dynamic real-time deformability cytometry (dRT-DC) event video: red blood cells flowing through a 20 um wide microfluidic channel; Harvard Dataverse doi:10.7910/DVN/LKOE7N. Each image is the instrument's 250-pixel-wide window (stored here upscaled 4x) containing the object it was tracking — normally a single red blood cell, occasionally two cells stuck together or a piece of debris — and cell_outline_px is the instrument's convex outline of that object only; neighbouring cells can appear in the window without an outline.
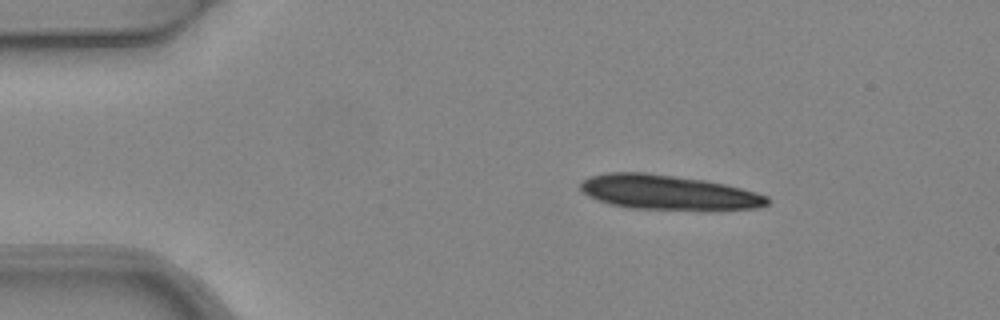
{"species": "common noctule bat (a hibernating species)", "species_latin": "Nyctalus noctula", "temperature_condition": "warm", "stored_images_in_passage": 4, "camera_frame_rate_fps": 3000, "um_per_image_px": 0.085, "animal": {"sex": "female", "body_mass_g": 24.6, "forearm_length_mm": 56.2}, "frame": {"image": 1, "passage_image": 1, "time_ms": 0.0, "image_size_px": [1000, 320], "cell_outline_px": [[768, 204], [760, 208], [628, 208], [612, 204], [588, 196], [580, 188], [580, 180], [588, 176], [608, 172], [644, 172], [704, 180], [724, 184], [756, 192], [768, 196]], "centroid_in_image_um": [56.72, 16.31], "position_along_channel_um": 28.3, "area_um2": 36.82}}